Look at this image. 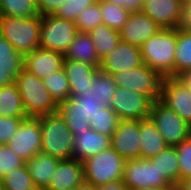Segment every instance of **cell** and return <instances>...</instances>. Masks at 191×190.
I'll return each mask as SVG.
<instances>
[{
    "mask_svg": "<svg viewBox=\"0 0 191 190\" xmlns=\"http://www.w3.org/2000/svg\"><path fill=\"white\" fill-rule=\"evenodd\" d=\"M140 120H120L111 136V147L125 160L140 158Z\"/></svg>",
    "mask_w": 191,
    "mask_h": 190,
    "instance_id": "obj_13",
    "label": "cell"
},
{
    "mask_svg": "<svg viewBox=\"0 0 191 190\" xmlns=\"http://www.w3.org/2000/svg\"><path fill=\"white\" fill-rule=\"evenodd\" d=\"M178 154L179 183L191 178V136L175 146Z\"/></svg>",
    "mask_w": 191,
    "mask_h": 190,
    "instance_id": "obj_37",
    "label": "cell"
},
{
    "mask_svg": "<svg viewBox=\"0 0 191 190\" xmlns=\"http://www.w3.org/2000/svg\"><path fill=\"white\" fill-rule=\"evenodd\" d=\"M59 162L60 159L41 151L25 162L33 183L38 190L48 188L52 178L51 175L56 170Z\"/></svg>",
    "mask_w": 191,
    "mask_h": 190,
    "instance_id": "obj_22",
    "label": "cell"
},
{
    "mask_svg": "<svg viewBox=\"0 0 191 190\" xmlns=\"http://www.w3.org/2000/svg\"><path fill=\"white\" fill-rule=\"evenodd\" d=\"M57 112L63 118L73 135L90 128L89 118L84 117L81 113L79 102L73 97L58 104Z\"/></svg>",
    "mask_w": 191,
    "mask_h": 190,
    "instance_id": "obj_26",
    "label": "cell"
},
{
    "mask_svg": "<svg viewBox=\"0 0 191 190\" xmlns=\"http://www.w3.org/2000/svg\"><path fill=\"white\" fill-rule=\"evenodd\" d=\"M71 97L79 102L81 113L85 118H89V120L104 107V101L97 100L89 90L86 93L81 92L80 95Z\"/></svg>",
    "mask_w": 191,
    "mask_h": 190,
    "instance_id": "obj_40",
    "label": "cell"
},
{
    "mask_svg": "<svg viewBox=\"0 0 191 190\" xmlns=\"http://www.w3.org/2000/svg\"><path fill=\"white\" fill-rule=\"evenodd\" d=\"M177 28L160 29L141 46L143 64L163 77H174Z\"/></svg>",
    "mask_w": 191,
    "mask_h": 190,
    "instance_id": "obj_1",
    "label": "cell"
},
{
    "mask_svg": "<svg viewBox=\"0 0 191 190\" xmlns=\"http://www.w3.org/2000/svg\"><path fill=\"white\" fill-rule=\"evenodd\" d=\"M179 78L184 82L187 88L191 91V71L182 73Z\"/></svg>",
    "mask_w": 191,
    "mask_h": 190,
    "instance_id": "obj_46",
    "label": "cell"
},
{
    "mask_svg": "<svg viewBox=\"0 0 191 190\" xmlns=\"http://www.w3.org/2000/svg\"><path fill=\"white\" fill-rule=\"evenodd\" d=\"M10 150L25 161L41 151V128L39 118H26L7 143Z\"/></svg>",
    "mask_w": 191,
    "mask_h": 190,
    "instance_id": "obj_11",
    "label": "cell"
},
{
    "mask_svg": "<svg viewBox=\"0 0 191 190\" xmlns=\"http://www.w3.org/2000/svg\"><path fill=\"white\" fill-rule=\"evenodd\" d=\"M24 119L26 118L0 116V144H7L12 139Z\"/></svg>",
    "mask_w": 191,
    "mask_h": 190,
    "instance_id": "obj_41",
    "label": "cell"
},
{
    "mask_svg": "<svg viewBox=\"0 0 191 190\" xmlns=\"http://www.w3.org/2000/svg\"><path fill=\"white\" fill-rule=\"evenodd\" d=\"M110 3L124 7L130 12L142 11L143 2L142 0H107Z\"/></svg>",
    "mask_w": 191,
    "mask_h": 190,
    "instance_id": "obj_43",
    "label": "cell"
},
{
    "mask_svg": "<svg viewBox=\"0 0 191 190\" xmlns=\"http://www.w3.org/2000/svg\"><path fill=\"white\" fill-rule=\"evenodd\" d=\"M0 116L28 118L15 83L0 87Z\"/></svg>",
    "mask_w": 191,
    "mask_h": 190,
    "instance_id": "obj_27",
    "label": "cell"
},
{
    "mask_svg": "<svg viewBox=\"0 0 191 190\" xmlns=\"http://www.w3.org/2000/svg\"><path fill=\"white\" fill-rule=\"evenodd\" d=\"M77 33L74 21L61 19L55 15L41 16L39 47L64 54Z\"/></svg>",
    "mask_w": 191,
    "mask_h": 190,
    "instance_id": "obj_6",
    "label": "cell"
},
{
    "mask_svg": "<svg viewBox=\"0 0 191 190\" xmlns=\"http://www.w3.org/2000/svg\"><path fill=\"white\" fill-rule=\"evenodd\" d=\"M42 80L57 105L70 99V85L64 68L51 72Z\"/></svg>",
    "mask_w": 191,
    "mask_h": 190,
    "instance_id": "obj_31",
    "label": "cell"
},
{
    "mask_svg": "<svg viewBox=\"0 0 191 190\" xmlns=\"http://www.w3.org/2000/svg\"><path fill=\"white\" fill-rule=\"evenodd\" d=\"M149 119L158 128L168 146H176L191 136V125L160 100L152 103Z\"/></svg>",
    "mask_w": 191,
    "mask_h": 190,
    "instance_id": "obj_7",
    "label": "cell"
},
{
    "mask_svg": "<svg viewBox=\"0 0 191 190\" xmlns=\"http://www.w3.org/2000/svg\"><path fill=\"white\" fill-rule=\"evenodd\" d=\"M125 159L112 147L86 158L83 162L84 180L97 186L122 180Z\"/></svg>",
    "mask_w": 191,
    "mask_h": 190,
    "instance_id": "obj_5",
    "label": "cell"
},
{
    "mask_svg": "<svg viewBox=\"0 0 191 190\" xmlns=\"http://www.w3.org/2000/svg\"><path fill=\"white\" fill-rule=\"evenodd\" d=\"M40 28V15L27 18H0V35L9 41L22 57L39 48Z\"/></svg>",
    "mask_w": 191,
    "mask_h": 190,
    "instance_id": "obj_4",
    "label": "cell"
},
{
    "mask_svg": "<svg viewBox=\"0 0 191 190\" xmlns=\"http://www.w3.org/2000/svg\"><path fill=\"white\" fill-rule=\"evenodd\" d=\"M100 10L103 18V24L110 28L120 31L128 21L130 11L122 6L110 3L107 0H100Z\"/></svg>",
    "mask_w": 191,
    "mask_h": 190,
    "instance_id": "obj_33",
    "label": "cell"
},
{
    "mask_svg": "<svg viewBox=\"0 0 191 190\" xmlns=\"http://www.w3.org/2000/svg\"><path fill=\"white\" fill-rule=\"evenodd\" d=\"M51 177L46 190L75 189L84 180L83 162L76 158L60 160Z\"/></svg>",
    "mask_w": 191,
    "mask_h": 190,
    "instance_id": "obj_18",
    "label": "cell"
},
{
    "mask_svg": "<svg viewBox=\"0 0 191 190\" xmlns=\"http://www.w3.org/2000/svg\"><path fill=\"white\" fill-rule=\"evenodd\" d=\"M75 190H96V186L91 184L90 182H87L86 180H83L76 188Z\"/></svg>",
    "mask_w": 191,
    "mask_h": 190,
    "instance_id": "obj_47",
    "label": "cell"
},
{
    "mask_svg": "<svg viewBox=\"0 0 191 190\" xmlns=\"http://www.w3.org/2000/svg\"><path fill=\"white\" fill-rule=\"evenodd\" d=\"M191 71V32L177 28L174 77Z\"/></svg>",
    "mask_w": 191,
    "mask_h": 190,
    "instance_id": "obj_29",
    "label": "cell"
},
{
    "mask_svg": "<svg viewBox=\"0 0 191 190\" xmlns=\"http://www.w3.org/2000/svg\"><path fill=\"white\" fill-rule=\"evenodd\" d=\"M94 42L98 58L102 60L120 42L119 31L110 28L108 25L101 24L88 32Z\"/></svg>",
    "mask_w": 191,
    "mask_h": 190,
    "instance_id": "obj_28",
    "label": "cell"
},
{
    "mask_svg": "<svg viewBox=\"0 0 191 190\" xmlns=\"http://www.w3.org/2000/svg\"><path fill=\"white\" fill-rule=\"evenodd\" d=\"M64 54L37 48L23 57V68L38 78H46L63 68Z\"/></svg>",
    "mask_w": 191,
    "mask_h": 190,
    "instance_id": "obj_17",
    "label": "cell"
},
{
    "mask_svg": "<svg viewBox=\"0 0 191 190\" xmlns=\"http://www.w3.org/2000/svg\"><path fill=\"white\" fill-rule=\"evenodd\" d=\"M160 29L162 28L142 11L131 12L128 21L119 31L120 40L140 47Z\"/></svg>",
    "mask_w": 191,
    "mask_h": 190,
    "instance_id": "obj_16",
    "label": "cell"
},
{
    "mask_svg": "<svg viewBox=\"0 0 191 190\" xmlns=\"http://www.w3.org/2000/svg\"><path fill=\"white\" fill-rule=\"evenodd\" d=\"M0 14L8 17L39 16L36 0H0Z\"/></svg>",
    "mask_w": 191,
    "mask_h": 190,
    "instance_id": "obj_32",
    "label": "cell"
},
{
    "mask_svg": "<svg viewBox=\"0 0 191 190\" xmlns=\"http://www.w3.org/2000/svg\"><path fill=\"white\" fill-rule=\"evenodd\" d=\"M25 160L10 150L7 144H0V179L2 180L12 169L25 164Z\"/></svg>",
    "mask_w": 191,
    "mask_h": 190,
    "instance_id": "obj_39",
    "label": "cell"
},
{
    "mask_svg": "<svg viewBox=\"0 0 191 190\" xmlns=\"http://www.w3.org/2000/svg\"><path fill=\"white\" fill-rule=\"evenodd\" d=\"M41 152L60 160L73 158L74 135L58 112L39 117Z\"/></svg>",
    "mask_w": 191,
    "mask_h": 190,
    "instance_id": "obj_3",
    "label": "cell"
},
{
    "mask_svg": "<svg viewBox=\"0 0 191 190\" xmlns=\"http://www.w3.org/2000/svg\"><path fill=\"white\" fill-rule=\"evenodd\" d=\"M78 32H90L96 26L103 24V18L100 10V0H97L92 6L86 7L77 15L75 19Z\"/></svg>",
    "mask_w": 191,
    "mask_h": 190,
    "instance_id": "obj_36",
    "label": "cell"
},
{
    "mask_svg": "<svg viewBox=\"0 0 191 190\" xmlns=\"http://www.w3.org/2000/svg\"><path fill=\"white\" fill-rule=\"evenodd\" d=\"M64 58L72 61L88 63L100 67L101 60L98 58L94 42L87 32H78L64 53Z\"/></svg>",
    "mask_w": 191,
    "mask_h": 190,
    "instance_id": "obj_23",
    "label": "cell"
},
{
    "mask_svg": "<svg viewBox=\"0 0 191 190\" xmlns=\"http://www.w3.org/2000/svg\"><path fill=\"white\" fill-rule=\"evenodd\" d=\"M142 64L140 47L120 40L116 48L101 60L99 69L114 75L117 72L139 67Z\"/></svg>",
    "mask_w": 191,
    "mask_h": 190,
    "instance_id": "obj_15",
    "label": "cell"
},
{
    "mask_svg": "<svg viewBox=\"0 0 191 190\" xmlns=\"http://www.w3.org/2000/svg\"><path fill=\"white\" fill-rule=\"evenodd\" d=\"M65 0H37V10L40 16L54 15Z\"/></svg>",
    "mask_w": 191,
    "mask_h": 190,
    "instance_id": "obj_42",
    "label": "cell"
},
{
    "mask_svg": "<svg viewBox=\"0 0 191 190\" xmlns=\"http://www.w3.org/2000/svg\"><path fill=\"white\" fill-rule=\"evenodd\" d=\"M141 190H177L175 187H167V188H147V189H141Z\"/></svg>",
    "mask_w": 191,
    "mask_h": 190,
    "instance_id": "obj_49",
    "label": "cell"
},
{
    "mask_svg": "<svg viewBox=\"0 0 191 190\" xmlns=\"http://www.w3.org/2000/svg\"><path fill=\"white\" fill-rule=\"evenodd\" d=\"M180 28L191 32V0L184 1Z\"/></svg>",
    "mask_w": 191,
    "mask_h": 190,
    "instance_id": "obj_44",
    "label": "cell"
},
{
    "mask_svg": "<svg viewBox=\"0 0 191 190\" xmlns=\"http://www.w3.org/2000/svg\"><path fill=\"white\" fill-rule=\"evenodd\" d=\"M140 158L150 159L168 147L160 131L148 118L140 120Z\"/></svg>",
    "mask_w": 191,
    "mask_h": 190,
    "instance_id": "obj_24",
    "label": "cell"
},
{
    "mask_svg": "<svg viewBox=\"0 0 191 190\" xmlns=\"http://www.w3.org/2000/svg\"><path fill=\"white\" fill-rule=\"evenodd\" d=\"M91 92L97 100L104 101L105 107H111L117 85L113 75L99 69L92 79Z\"/></svg>",
    "mask_w": 191,
    "mask_h": 190,
    "instance_id": "obj_30",
    "label": "cell"
},
{
    "mask_svg": "<svg viewBox=\"0 0 191 190\" xmlns=\"http://www.w3.org/2000/svg\"><path fill=\"white\" fill-rule=\"evenodd\" d=\"M191 125V91L179 77H164L159 99Z\"/></svg>",
    "mask_w": 191,
    "mask_h": 190,
    "instance_id": "obj_12",
    "label": "cell"
},
{
    "mask_svg": "<svg viewBox=\"0 0 191 190\" xmlns=\"http://www.w3.org/2000/svg\"><path fill=\"white\" fill-rule=\"evenodd\" d=\"M95 2L97 0H65L54 15L61 19L75 21L83 9L92 6Z\"/></svg>",
    "mask_w": 191,
    "mask_h": 190,
    "instance_id": "obj_38",
    "label": "cell"
},
{
    "mask_svg": "<svg viewBox=\"0 0 191 190\" xmlns=\"http://www.w3.org/2000/svg\"><path fill=\"white\" fill-rule=\"evenodd\" d=\"M0 190H4L1 179H0Z\"/></svg>",
    "mask_w": 191,
    "mask_h": 190,
    "instance_id": "obj_50",
    "label": "cell"
},
{
    "mask_svg": "<svg viewBox=\"0 0 191 190\" xmlns=\"http://www.w3.org/2000/svg\"><path fill=\"white\" fill-rule=\"evenodd\" d=\"M15 84L28 118H39L57 112L58 105L41 78L22 68L15 78Z\"/></svg>",
    "mask_w": 191,
    "mask_h": 190,
    "instance_id": "obj_2",
    "label": "cell"
},
{
    "mask_svg": "<svg viewBox=\"0 0 191 190\" xmlns=\"http://www.w3.org/2000/svg\"><path fill=\"white\" fill-rule=\"evenodd\" d=\"M117 87H126L141 92L153 101L159 100L163 76L156 70L142 64L139 67L126 69L113 75Z\"/></svg>",
    "mask_w": 191,
    "mask_h": 190,
    "instance_id": "obj_8",
    "label": "cell"
},
{
    "mask_svg": "<svg viewBox=\"0 0 191 190\" xmlns=\"http://www.w3.org/2000/svg\"><path fill=\"white\" fill-rule=\"evenodd\" d=\"M119 121L120 119L116 112L111 107L104 106L93 118H90L89 124L93 130L107 136H112Z\"/></svg>",
    "mask_w": 191,
    "mask_h": 190,
    "instance_id": "obj_34",
    "label": "cell"
},
{
    "mask_svg": "<svg viewBox=\"0 0 191 190\" xmlns=\"http://www.w3.org/2000/svg\"><path fill=\"white\" fill-rule=\"evenodd\" d=\"M161 176L173 187L179 184L178 154L175 146H168L155 157L149 159Z\"/></svg>",
    "mask_w": 191,
    "mask_h": 190,
    "instance_id": "obj_25",
    "label": "cell"
},
{
    "mask_svg": "<svg viewBox=\"0 0 191 190\" xmlns=\"http://www.w3.org/2000/svg\"><path fill=\"white\" fill-rule=\"evenodd\" d=\"M22 68L23 57L0 35V87L15 83Z\"/></svg>",
    "mask_w": 191,
    "mask_h": 190,
    "instance_id": "obj_21",
    "label": "cell"
},
{
    "mask_svg": "<svg viewBox=\"0 0 191 190\" xmlns=\"http://www.w3.org/2000/svg\"><path fill=\"white\" fill-rule=\"evenodd\" d=\"M183 0H146L142 12L162 29L179 28L183 11Z\"/></svg>",
    "mask_w": 191,
    "mask_h": 190,
    "instance_id": "obj_14",
    "label": "cell"
},
{
    "mask_svg": "<svg viewBox=\"0 0 191 190\" xmlns=\"http://www.w3.org/2000/svg\"><path fill=\"white\" fill-rule=\"evenodd\" d=\"M96 190H128L122 180L111 181L96 187Z\"/></svg>",
    "mask_w": 191,
    "mask_h": 190,
    "instance_id": "obj_45",
    "label": "cell"
},
{
    "mask_svg": "<svg viewBox=\"0 0 191 190\" xmlns=\"http://www.w3.org/2000/svg\"><path fill=\"white\" fill-rule=\"evenodd\" d=\"M108 148H111V136L101 134L92 128L74 135L73 158L79 161H84Z\"/></svg>",
    "mask_w": 191,
    "mask_h": 190,
    "instance_id": "obj_19",
    "label": "cell"
},
{
    "mask_svg": "<svg viewBox=\"0 0 191 190\" xmlns=\"http://www.w3.org/2000/svg\"><path fill=\"white\" fill-rule=\"evenodd\" d=\"M153 102L150 97L141 92L117 87L111 108L120 120H145L149 118Z\"/></svg>",
    "mask_w": 191,
    "mask_h": 190,
    "instance_id": "obj_10",
    "label": "cell"
},
{
    "mask_svg": "<svg viewBox=\"0 0 191 190\" xmlns=\"http://www.w3.org/2000/svg\"><path fill=\"white\" fill-rule=\"evenodd\" d=\"M177 190H191V178L179 183Z\"/></svg>",
    "mask_w": 191,
    "mask_h": 190,
    "instance_id": "obj_48",
    "label": "cell"
},
{
    "mask_svg": "<svg viewBox=\"0 0 191 190\" xmlns=\"http://www.w3.org/2000/svg\"><path fill=\"white\" fill-rule=\"evenodd\" d=\"M2 185L4 190H38L33 183L26 164L9 171L2 179Z\"/></svg>",
    "mask_w": 191,
    "mask_h": 190,
    "instance_id": "obj_35",
    "label": "cell"
},
{
    "mask_svg": "<svg viewBox=\"0 0 191 190\" xmlns=\"http://www.w3.org/2000/svg\"><path fill=\"white\" fill-rule=\"evenodd\" d=\"M122 181L128 190L173 187L159 174L156 165L142 158L125 161Z\"/></svg>",
    "mask_w": 191,
    "mask_h": 190,
    "instance_id": "obj_9",
    "label": "cell"
},
{
    "mask_svg": "<svg viewBox=\"0 0 191 190\" xmlns=\"http://www.w3.org/2000/svg\"><path fill=\"white\" fill-rule=\"evenodd\" d=\"M63 68L69 81L71 96H78L81 92L86 93L88 90L90 91L92 89V79L99 70V67L95 65L65 58Z\"/></svg>",
    "mask_w": 191,
    "mask_h": 190,
    "instance_id": "obj_20",
    "label": "cell"
}]
</instances>
